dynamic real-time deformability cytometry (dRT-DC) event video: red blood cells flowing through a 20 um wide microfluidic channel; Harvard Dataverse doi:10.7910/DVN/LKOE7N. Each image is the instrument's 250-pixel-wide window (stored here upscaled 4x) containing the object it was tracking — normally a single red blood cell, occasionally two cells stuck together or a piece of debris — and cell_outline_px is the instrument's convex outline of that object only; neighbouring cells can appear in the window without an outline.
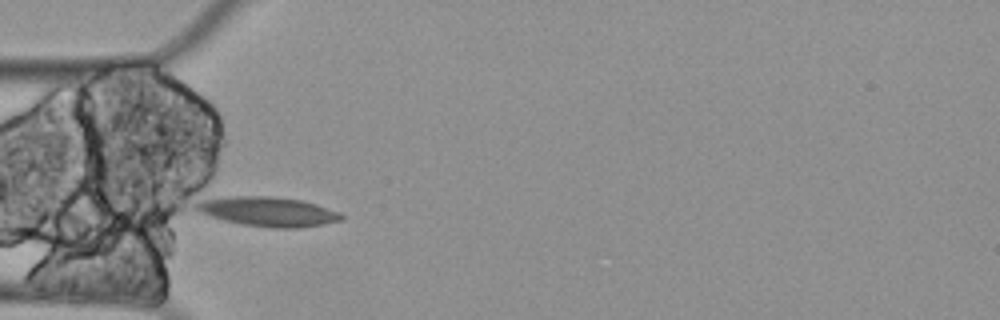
{"species": "Egyptian fruit bat (a non-hibernating species)", "species_latin": "Rousettus aegyptiacus", "temperature_condition": "cold", "stored_images_in_passage": 4, "camera_frame_rate_fps": 3000, "um_per_image_px": 0.085, "animal": {"sex": "female"}, "frame": {"image": 1, "passage_image": 1, "time_ms": 0.0, "image_size_px": [1000, 320], "cell_outline_px": [[344, 216], [340, 220], [324, 224], [300, 228], [272, 228], [240, 224], [208, 216], [196, 212], [192, 208], [200, 200], [232, 196], [272, 196], [300, 200], [316, 204], [340, 212]], "centroid_in_image_um": [22.73, 17.99], "position_along_channel_um": 62.3, "area_um2": 25.14}}
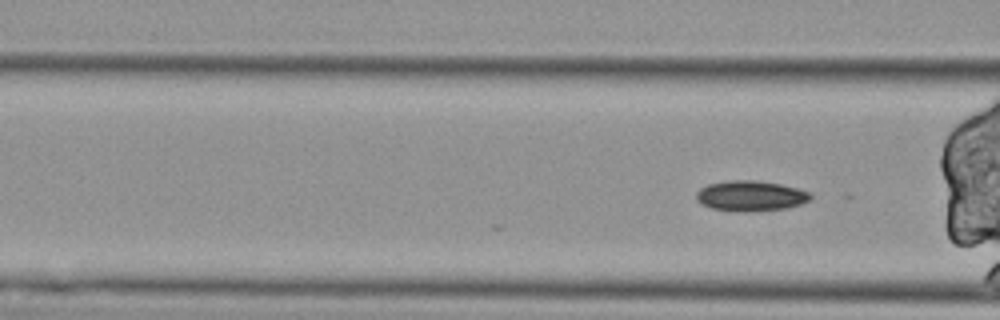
{"frame": {"image": 2, "passage_image": 4, "time_ms": 1.0, "image_size_px": [1000, 320], "cell_outline_px": [[812, 196], [808, 200], [800, 204], [788, 208], [744, 212], [712, 208], [696, 200], [696, 192], [700, 188], [708, 184], [728, 180], [756, 180], [780, 184], [796, 188], [808, 192]], "centroid_in_image_um": [63.78, 16.64], "position_along_channel_um": 102.8, "area_um2": 20.06}}